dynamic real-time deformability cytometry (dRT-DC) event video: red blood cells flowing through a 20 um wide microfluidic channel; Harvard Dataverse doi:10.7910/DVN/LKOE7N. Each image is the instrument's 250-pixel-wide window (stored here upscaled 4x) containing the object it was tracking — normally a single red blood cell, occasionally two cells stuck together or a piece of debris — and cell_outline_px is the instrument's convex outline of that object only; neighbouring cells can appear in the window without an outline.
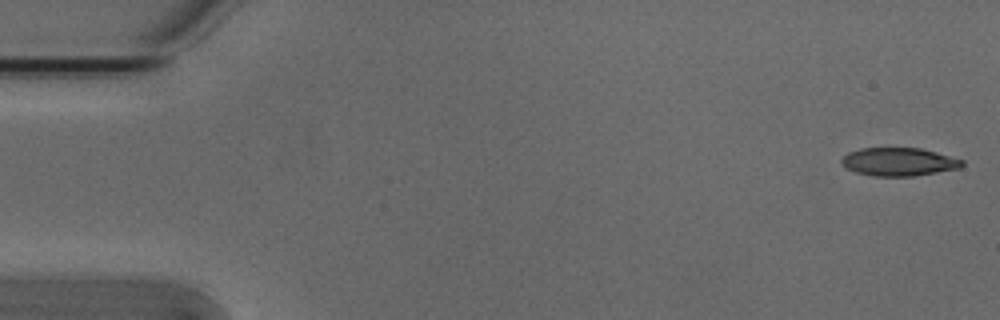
{"species": "Egyptian fruit bat (a non-hibernating species)", "species_latin": "Rousettus aegyptiacus", "temperature_condition": "cold", "stored_images_in_passage": 8, "camera_frame_rate_fps": 3000, "um_per_image_px": 0.085, "animal": {"sex": "male"}, "frame": {"image": 1, "passage_image": 1, "time_ms": 0.0, "image_size_px": [1000, 320], "cell_outline_px": [[964, 164], [960, 168], [912, 176], [872, 176], [856, 172], [844, 168], [840, 160], [848, 152], [860, 148], [920, 148], [936, 152], [964, 160]], "centroid_in_image_um": [76.37, 13.75], "position_along_channel_um": 8.6, "area_um2": 19.83}}